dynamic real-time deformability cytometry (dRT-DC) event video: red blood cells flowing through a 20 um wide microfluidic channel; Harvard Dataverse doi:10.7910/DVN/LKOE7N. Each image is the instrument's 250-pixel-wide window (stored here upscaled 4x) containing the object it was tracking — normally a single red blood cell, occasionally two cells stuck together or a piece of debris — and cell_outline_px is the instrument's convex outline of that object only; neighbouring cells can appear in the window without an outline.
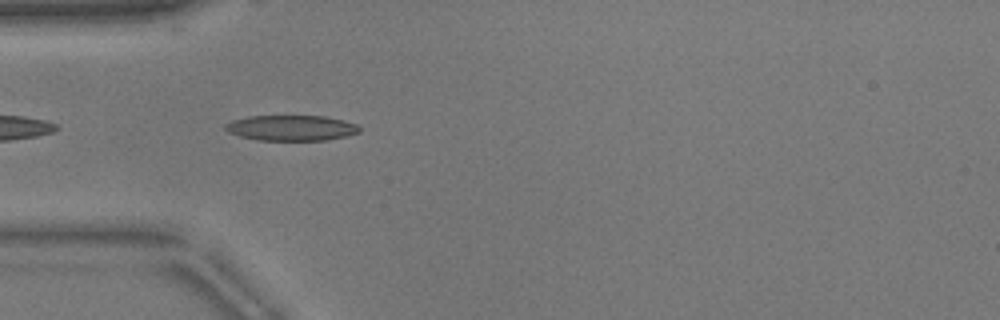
{"species": "common noctule bat (a hibernating species)", "species_latin": "Nyctalus noctula", "temperature_condition": "warm", "stored_images_in_passage": 6, "camera_frame_rate_fps": 3000, "um_per_image_px": 0.085, "animal": {"sex": "male", "body_mass_g": 17.9}, "frame": {"image": 1, "passage_image": 4, "time_ms": 1.0, "image_size_px": [1000, 320], "cell_outline_px": [[360, 132], [348, 136], [328, 140], [256, 140], [240, 136], [228, 132], [224, 128], [224, 124], [232, 120], [248, 116], [324, 116], [344, 120], [356, 124], [360, 128]], "centroid_in_image_um": [24.76, 10.87], "position_along_channel_um": 60.2, "area_um2": 20.06}}